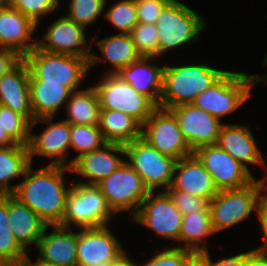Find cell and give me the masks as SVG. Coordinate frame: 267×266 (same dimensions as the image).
Here are the masks:
<instances>
[{"label": "cell", "mask_w": 267, "mask_h": 266, "mask_svg": "<svg viewBox=\"0 0 267 266\" xmlns=\"http://www.w3.org/2000/svg\"><path fill=\"white\" fill-rule=\"evenodd\" d=\"M31 164L24 174V179L17 183L12 194L28 206L48 225L62 223L65 204L71 189L64 183V174L70 168L63 166H44L33 171ZM67 187V188H66Z\"/></svg>", "instance_id": "1"}, {"label": "cell", "mask_w": 267, "mask_h": 266, "mask_svg": "<svg viewBox=\"0 0 267 266\" xmlns=\"http://www.w3.org/2000/svg\"><path fill=\"white\" fill-rule=\"evenodd\" d=\"M227 71L208 64L163 67L160 108L193 103L196 97L216 83Z\"/></svg>", "instance_id": "2"}, {"label": "cell", "mask_w": 267, "mask_h": 266, "mask_svg": "<svg viewBox=\"0 0 267 266\" xmlns=\"http://www.w3.org/2000/svg\"><path fill=\"white\" fill-rule=\"evenodd\" d=\"M23 60L30 72L29 83L61 84L71 92L79 89L90 69L86 58L51 53L37 47L26 54Z\"/></svg>", "instance_id": "3"}, {"label": "cell", "mask_w": 267, "mask_h": 266, "mask_svg": "<svg viewBox=\"0 0 267 266\" xmlns=\"http://www.w3.org/2000/svg\"><path fill=\"white\" fill-rule=\"evenodd\" d=\"M265 188L266 182L262 178L255 179L241 188L218 191L209 201L211 224L215 234L245 221L254 210L257 214Z\"/></svg>", "instance_id": "4"}, {"label": "cell", "mask_w": 267, "mask_h": 266, "mask_svg": "<svg viewBox=\"0 0 267 266\" xmlns=\"http://www.w3.org/2000/svg\"><path fill=\"white\" fill-rule=\"evenodd\" d=\"M206 25L202 15L179 0H171L163 8L156 22L159 57L168 50L191 41L197 42L199 34L206 28Z\"/></svg>", "instance_id": "5"}, {"label": "cell", "mask_w": 267, "mask_h": 266, "mask_svg": "<svg viewBox=\"0 0 267 266\" xmlns=\"http://www.w3.org/2000/svg\"><path fill=\"white\" fill-rule=\"evenodd\" d=\"M256 74L228 71L210 88L200 93L193 104L221 118L236 111L250 97Z\"/></svg>", "instance_id": "6"}, {"label": "cell", "mask_w": 267, "mask_h": 266, "mask_svg": "<svg viewBox=\"0 0 267 266\" xmlns=\"http://www.w3.org/2000/svg\"><path fill=\"white\" fill-rule=\"evenodd\" d=\"M68 193L62 223L59 226L90 228L108 225L113 217L97 185L73 183Z\"/></svg>", "instance_id": "7"}, {"label": "cell", "mask_w": 267, "mask_h": 266, "mask_svg": "<svg viewBox=\"0 0 267 266\" xmlns=\"http://www.w3.org/2000/svg\"><path fill=\"white\" fill-rule=\"evenodd\" d=\"M124 148L128 164L148 191L157 192L159 188L166 191L171 186L176 159L161 154L142 138L124 144Z\"/></svg>", "instance_id": "8"}, {"label": "cell", "mask_w": 267, "mask_h": 266, "mask_svg": "<svg viewBox=\"0 0 267 266\" xmlns=\"http://www.w3.org/2000/svg\"><path fill=\"white\" fill-rule=\"evenodd\" d=\"M101 109L122 111L135 118L141 125L158 107L146 95L137 92L117 74L105 73L93 86Z\"/></svg>", "instance_id": "9"}, {"label": "cell", "mask_w": 267, "mask_h": 266, "mask_svg": "<svg viewBox=\"0 0 267 266\" xmlns=\"http://www.w3.org/2000/svg\"><path fill=\"white\" fill-rule=\"evenodd\" d=\"M97 186L114 214L131 211V217L149 192L143 185L140 176L126 160Z\"/></svg>", "instance_id": "10"}, {"label": "cell", "mask_w": 267, "mask_h": 266, "mask_svg": "<svg viewBox=\"0 0 267 266\" xmlns=\"http://www.w3.org/2000/svg\"><path fill=\"white\" fill-rule=\"evenodd\" d=\"M141 138L161 154L176 160L193 154L182 136L176 117L164 108L157 107L142 124Z\"/></svg>", "instance_id": "11"}, {"label": "cell", "mask_w": 267, "mask_h": 266, "mask_svg": "<svg viewBox=\"0 0 267 266\" xmlns=\"http://www.w3.org/2000/svg\"><path fill=\"white\" fill-rule=\"evenodd\" d=\"M162 191L156 195L155 191H149L132 220L152 229L162 238L179 241L183 214L176 208L169 194Z\"/></svg>", "instance_id": "12"}, {"label": "cell", "mask_w": 267, "mask_h": 266, "mask_svg": "<svg viewBox=\"0 0 267 266\" xmlns=\"http://www.w3.org/2000/svg\"><path fill=\"white\" fill-rule=\"evenodd\" d=\"M193 154L212 176L218 191L241 188L255 180L251 171L216 144L199 147Z\"/></svg>", "instance_id": "13"}, {"label": "cell", "mask_w": 267, "mask_h": 266, "mask_svg": "<svg viewBox=\"0 0 267 266\" xmlns=\"http://www.w3.org/2000/svg\"><path fill=\"white\" fill-rule=\"evenodd\" d=\"M53 119L54 117H43L35 119L30 124V130L40 122L49 124L39 135L30 133L28 143L30 161L32 164L34 156L40 155L50 160V164H48L50 166L68 168L67 155L70 149V124L64 120L53 122Z\"/></svg>", "instance_id": "14"}, {"label": "cell", "mask_w": 267, "mask_h": 266, "mask_svg": "<svg viewBox=\"0 0 267 266\" xmlns=\"http://www.w3.org/2000/svg\"><path fill=\"white\" fill-rule=\"evenodd\" d=\"M77 231V266L118 262L126 251L108 225L79 228Z\"/></svg>", "instance_id": "15"}, {"label": "cell", "mask_w": 267, "mask_h": 266, "mask_svg": "<svg viewBox=\"0 0 267 266\" xmlns=\"http://www.w3.org/2000/svg\"><path fill=\"white\" fill-rule=\"evenodd\" d=\"M169 110L176 117L182 136L192 152L216 143L223 125L219 118L197 108L193 103L177 105Z\"/></svg>", "instance_id": "16"}, {"label": "cell", "mask_w": 267, "mask_h": 266, "mask_svg": "<svg viewBox=\"0 0 267 266\" xmlns=\"http://www.w3.org/2000/svg\"><path fill=\"white\" fill-rule=\"evenodd\" d=\"M47 29L42 40L37 39V48L90 60L91 46L87 42L84 26L65 16L55 20Z\"/></svg>", "instance_id": "17"}, {"label": "cell", "mask_w": 267, "mask_h": 266, "mask_svg": "<svg viewBox=\"0 0 267 266\" xmlns=\"http://www.w3.org/2000/svg\"><path fill=\"white\" fill-rule=\"evenodd\" d=\"M118 154L125 156V148L120 143L107 142L101 148L78 156L71 164L70 171L89 178L86 181L72 180L73 183L97 185L104 178L110 176L124 161Z\"/></svg>", "instance_id": "18"}, {"label": "cell", "mask_w": 267, "mask_h": 266, "mask_svg": "<svg viewBox=\"0 0 267 266\" xmlns=\"http://www.w3.org/2000/svg\"><path fill=\"white\" fill-rule=\"evenodd\" d=\"M37 28V24L13 6L1 9L0 48L14 50L24 57L37 47V41L31 38Z\"/></svg>", "instance_id": "19"}, {"label": "cell", "mask_w": 267, "mask_h": 266, "mask_svg": "<svg viewBox=\"0 0 267 266\" xmlns=\"http://www.w3.org/2000/svg\"><path fill=\"white\" fill-rule=\"evenodd\" d=\"M215 144L228 152L249 171L248 164L260 165L267 169L262 152L248 126L223 124Z\"/></svg>", "instance_id": "20"}, {"label": "cell", "mask_w": 267, "mask_h": 266, "mask_svg": "<svg viewBox=\"0 0 267 266\" xmlns=\"http://www.w3.org/2000/svg\"><path fill=\"white\" fill-rule=\"evenodd\" d=\"M53 230L47 234V229ZM36 248L43 262L53 266H77V232L59 225L47 226Z\"/></svg>", "instance_id": "21"}, {"label": "cell", "mask_w": 267, "mask_h": 266, "mask_svg": "<svg viewBox=\"0 0 267 266\" xmlns=\"http://www.w3.org/2000/svg\"><path fill=\"white\" fill-rule=\"evenodd\" d=\"M171 187L208 202L218 193L212 176L194 154L176 161Z\"/></svg>", "instance_id": "22"}, {"label": "cell", "mask_w": 267, "mask_h": 266, "mask_svg": "<svg viewBox=\"0 0 267 266\" xmlns=\"http://www.w3.org/2000/svg\"><path fill=\"white\" fill-rule=\"evenodd\" d=\"M30 72L24 60L0 77V105L23 115L30 123L35 118L29 95Z\"/></svg>", "instance_id": "23"}, {"label": "cell", "mask_w": 267, "mask_h": 266, "mask_svg": "<svg viewBox=\"0 0 267 266\" xmlns=\"http://www.w3.org/2000/svg\"><path fill=\"white\" fill-rule=\"evenodd\" d=\"M155 57H140L116 74L137 92L150 98L158 107L162 93L163 67L151 64Z\"/></svg>", "instance_id": "24"}, {"label": "cell", "mask_w": 267, "mask_h": 266, "mask_svg": "<svg viewBox=\"0 0 267 266\" xmlns=\"http://www.w3.org/2000/svg\"><path fill=\"white\" fill-rule=\"evenodd\" d=\"M9 225L17 242L26 250L37 243L48 226L40 216L13 195H8Z\"/></svg>", "instance_id": "25"}, {"label": "cell", "mask_w": 267, "mask_h": 266, "mask_svg": "<svg viewBox=\"0 0 267 266\" xmlns=\"http://www.w3.org/2000/svg\"><path fill=\"white\" fill-rule=\"evenodd\" d=\"M95 43L101 52V57L91 53L89 67L102 61L109 62L112 68L106 73L116 74L121 68L127 67L141 57L130 34L117 33Z\"/></svg>", "instance_id": "26"}, {"label": "cell", "mask_w": 267, "mask_h": 266, "mask_svg": "<svg viewBox=\"0 0 267 266\" xmlns=\"http://www.w3.org/2000/svg\"><path fill=\"white\" fill-rule=\"evenodd\" d=\"M99 129L110 143L126 144L141 138L142 125L122 111L101 109Z\"/></svg>", "instance_id": "27"}, {"label": "cell", "mask_w": 267, "mask_h": 266, "mask_svg": "<svg viewBox=\"0 0 267 266\" xmlns=\"http://www.w3.org/2000/svg\"><path fill=\"white\" fill-rule=\"evenodd\" d=\"M70 94L71 91L61 84L29 83L34 118L54 117L62 105L66 104Z\"/></svg>", "instance_id": "28"}, {"label": "cell", "mask_w": 267, "mask_h": 266, "mask_svg": "<svg viewBox=\"0 0 267 266\" xmlns=\"http://www.w3.org/2000/svg\"><path fill=\"white\" fill-rule=\"evenodd\" d=\"M211 224V212L199 211L189 215H184L182 219L179 242L184 245L175 246L187 249L196 254L208 251V246L205 238L214 235Z\"/></svg>", "instance_id": "29"}, {"label": "cell", "mask_w": 267, "mask_h": 266, "mask_svg": "<svg viewBox=\"0 0 267 266\" xmlns=\"http://www.w3.org/2000/svg\"><path fill=\"white\" fill-rule=\"evenodd\" d=\"M30 165L28 145L0 147V195H12L17 184L9 185L10 180L23 177Z\"/></svg>", "instance_id": "30"}, {"label": "cell", "mask_w": 267, "mask_h": 266, "mask_svg": "<svg viewBox=\"0 0 267 266\" xmlns=\"http://www.w3.org/2000/svg\"><path fill=\"white\" fill-rule=\"evenodd\" d=\"M65 105L67 119H64V121H67L70 125H99L101 108L93 86L71 92Z\"/></svg>", "instance_id": "31"}, {"label": "cell", "mask_w": 267, "mask_h": 266, "mask_svg": "<svg viewBox=\"0 0 267 266\" xmlns=\"http://www.w3.org/2000/svg\"><path fill=\"white\" fill-rule=\"evenodd\" d=\"M8 222V195H0V266L20 265L27 254Z\"/></svg>", "instance_id": "32"}, {"label": "cell", "mask_w": 267, "mask_h": 266, "mask_svg": "<svg viewBox=\"0 0 267 266\" xmlns=\"http://www.w3.org/2000/svg\"><path fill=\"white\" fill-rule=\"evenodd\" d=\"M106 143L99 126L70 125V148L79 153L68 161V168L78 156L101 148Z\"/></svg>", "instance_id": "33"}, {"label": "cell", "mask_w": 267, "mask_h": 266, "mask_svg": "<svg viewBox=\"0 0 267 266\" xmlns=\"http://www.w3.org/2000/svg\"><path fill=\"white\" fill-rule=\"evenodd\" d=\"M109 22L118 29L120 34H130L138 24L135 0H120L116 2L104 15Z\"/></svg>", "instance_id": "34"}, {"label": "cell", "mask_w": 267, "mask_h": 266, "mask_svg": "<svg viewBox=\"0 0 267 266\" xmlns=\"http://www.w3.org/2000/svg\"><path fill=\"white\" fill-rule=\"evenodd\" d=\"M141 57H159L158 28L156 24L138 23L130 32Z\"/></svg>", "instance_id": "35"}, {"label": "cell", "mask_w": 267, "mask_h": 266, "mask_svg": "<svg viewBox=\"0 0 267 266\" xmlns=\"http://www.w3.org/2000/svg\"><path fill=\"white\" fill-rule=\"evenodd\" d=\"M2 128L9 137L20 145H28L30 140V122L21 114L0 105Z\"/></svg>", "instance_id": "36"}, {"label": "cell", "mask_w": 267, "mask_h": 266, "mask_svg": "<svg viewBox=\"0 0 267 266\" xmlns=\"http://www.w3.org/2000/svg\"><path fill=\"white\" fill-rule=\"evenodd\" d=\"M107 0H70L67 18L85 28L104 12Z\"/></svg>", "instance_id": "37"}, {"label": "cell", "mask_w": 267, "mask_h": 266, "mask_svg": "<svg viewBox=\"0 0 267 266\" xmlns=\"http://www.w3.org/2000/svg\"><path fill=\"white\" fill-rule=\"evenodd\" d=\"M196 257V253L174 246L172 248H163L148 262H144V265L138 263V266H189Z\"/></svg>", "instance_id": "38"}, {"label": "cell", "mask_w": 267, "mask_h": 266, "mask_svg": "<svg viewBox=\"0 0 267 266\" xmlns=\"http://www.w3.org/2000/svg\"><path fill=\"white\" fill-rule=\"evenodd\" d=\"M60 2L59 0H18L13 7L39 25L41 17L54 12Z\"/></svg>", "instance_id": "39"}, {"label": "cell", "mask_w": 267, "mask_h": 266, "mask_svg": "<svg viewBox=\"0 0 267 266\" xmlns=\"http://www.w3.org/2000/svg\"><path fill=\"white\" fill-rule=\"evenodd\" d=\"M176 208L184 215L199 211H210L209 202L204 198L192 195L188 192L175 190L171 186L166 190Z\"/></svg>", "instance_id": "40"}, {"label": "cell", "mask_w": 267, "mask_h": 266, "mask_svg": "<svg viewBox=\"0 0 267 266\" xmlns=\"http://www.w3.org/2000/svg\"><path fill=\"white\" fill-rule=\"evenodd\" d=\"M171 0H135L138 23L156 24L163 8Z\"/></svg>", "instance_id": "41"}, {"label": "cell", "mask_w": 267, "mask_h": 266, "mask_svg": "<svg viewBox=\"0 0 267 266\" xmlns=\"http://www.w3.org/2000/svg\"><path fill=\"white\" fill-rule=\"evenodd\" d=\"M257 256V252L253 248V250L241 252L240 254L238 253L231 257L220 259L214 263L212 262L209 251L197 254V257L206 266H249Z\"/></svg>", "instance_id": "42"}, {"label": "cell", "mask_w": 267, "mask_h": 266, "mask_svg": "<svg viewBox=\"0 0 267 266\" xmlns=\"http://www.w3.org/2000/svg\"><path fill=\"white\" fill-rule=\"evenodd\" d=\"M22 60L23 57L18 52L11 49L0 48V77L9 73Z\"/></svg>", "instance_id": "43"}, {"label": "cell", "mask_w": 267, "mask_h": 266, "mask_svg": "<svg viewBox=\"0 0 267 266\" xmlns=\"http://www.w3.org/2000/svg\"><path fill=\"white\" fill-rule=\"evenodd\" d=\"M263 193L260 198L257 216L261 225L263 240L267 241V188L264 189Z\"/></svg>", "instance_id": "44"}, {"label": "cell", "mask_w": 267, "mask_h": 266, "mask_svg": "<svg viewBox=\"0 0 267 266\" xmlns=\"http://www.w3.org/2000/svg\"><path fill=\"white\" fill-rule=\"evenodd\" d=\"M16 143L9 137V135L2 128L1 114H0V147L14 146Z\"/></svg>", "instance_id": "45"}, {"label": "cell", "mask_w": 267, "mask_h": 266, "mask_svg": "<svg viewBox=\"0 0 267 266\" xmlns=\"http://www.w3.org/2000/svg\"><path fill=\"white\" fill-rule=\"evenodd\" d=\"M20 265L21 266H53L49 263L41 261L40 259H37L36 262H32L28 254H26V256L24 257Z\"/></svg>", "instance_id": "46"}, {"label": "cell", "mask_w": 267, "mask_h": 266, "mask_svg": "<svg viewBox=\"0 0 267 266\" xmlns=\"http://www.w3.org/2000/svg\"><path fill=\"white\" fill-rule=\"evenodd\" d=\"M254 249L256 250L258 257L267 264V241H265L263 245H259V247Z\"/></svg>", "instance_id": "47"}, {"label": "cell", "mask_w": 267, "mask_h": 266, "mask_svg": "<svg viewBox=\"0 0 267 266\" xmlns=\"http://www.w3.org/2000/svg\"><path fill=\"white\" fill-rule=\"evenodd\" d=\"M113 266H138V264L133 262V260L126 254Z\"/></svg>", "instance_id": "48"}, {"label": "cell", "mask_w": 267, "mask_h": 266, "mask_svg": "<svg viewBox=\"0 0 267 266\" xmlns=\"http://www.w3.org/2000/svg\"><path fill=\"white\" fill-rule=\"evenodd\" d=\"M249 266H267V264L257 256Z\"/></svg>", "instance_id": "49"}, {"label": "cell", "mask_w": 267, "mask_h": 266, "mask_svg": "<svg viewBox=\"0 0 267 266\" xmlns=\"http://www.w3.org/2000/svg\"><path fill=\"white\" fill-rule=\"evenodd\" d=\"M264 64H265V66L267 67V54L265 55V58H264ZM266 79V80H265ZM256 80H257V83L258 82H264V80H265V83H266V81H267V75L264 77L263 75L261 76L260 75V77H259V75L256 77Z\"/></svg>", "instance_id": "50"}, {"label": "cell", "mask_w": 267, "mask_h": 266, "mask_svg": "<svg viewBox=\"0 0 267 266\" xmlns=\"http://www.w3.org/2000/svg\"><path fill=\"white\" fill-rule=\"evenodd\" d=\"M189 266H206L198 257H196Z\"/></svg>", "instance_id": "51"}, {"label": "cell", "mask_w": 267, "mask_h": 266, "mask_svg": "<svg viewBox=\"0 0 267 266\" xmlns=\"http://www.w3.org/2000/svg\"><path fill=\"white\" fill-rule=\"evenodd\" d=\"M116 262H103V263H97L92 266H113Z\"/></svg>", "instance_id": "52"}, {"label": "cell", "mask_w": 267, "mask_h": 266, "mask_svg": "<svg viewBox=\"0 0 267 266\" xmlns=\"http://www.w3.org/2000/svg\"><path fill=\"white\" fill-rule=\"evenodd\" d=\"M8 7V0H0V10Z\"/></svg>", "instance_id": "53"}, {"label": "cell", "mask_w": 267, "mask_h": 266, "mask_svg": "<svg viewBox=\"0 0 267 266\" xmlns=\"http://www.w3.org/2000/svg\"><path fill=\"white\" fill-rule=\"evenodd\" d=\"M18 0H8V6H14Z\"/></svg>", "instance_id": "54"}, {"label": "cell", "mask_w": 267, "mask_h": 266, "mask_svg": "<svg viewBox=\"0 0 267 266\" xmlns=\"http://www.w3.org/2000/svg\"><path fill=\"white\" fill-rule=\"evenodd\" d=\"M267 174V173H266ZM265 182H266V188H267V175L264 177Z\"/></svg>", "instance_id": "55"}, {"label": "cell", "mask_w": 267, "mask_h": 266, "mask_svg": "<svg viewBox=\"0 0 267 266\" xmlns=\"http://www.w3.org/2000/svg\"><path fill=\"white\" fill-rule=\"evenodd\" d=\"M5 266H21V265H5Z\"/></svg>", "instance_id": "56"}]
</instances>
